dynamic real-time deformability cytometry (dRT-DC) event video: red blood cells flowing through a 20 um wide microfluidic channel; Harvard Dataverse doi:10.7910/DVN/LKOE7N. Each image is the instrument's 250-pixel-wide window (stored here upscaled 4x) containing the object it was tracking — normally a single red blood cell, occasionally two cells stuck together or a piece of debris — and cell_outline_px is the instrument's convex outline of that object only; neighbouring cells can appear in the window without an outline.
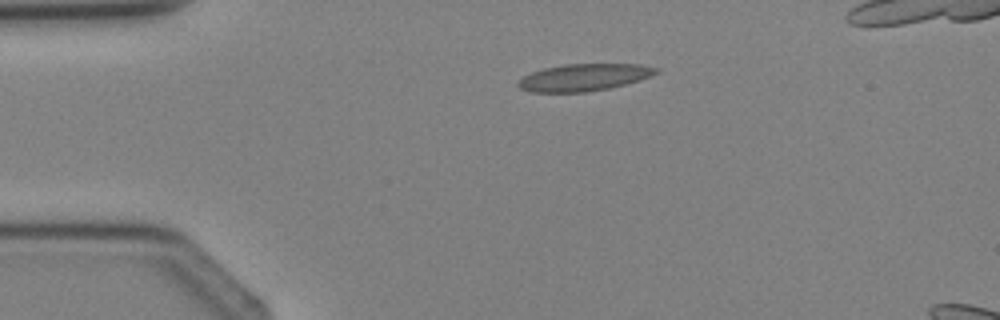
{"species": "Egyptian fruit bat (a non-hibernating species)", "species_latin": "Rousettus aegyptiacus", "temperature_condition": "cold", "stored_images_in_passage": 5, "camera_frame_rate_fps": 3000, "um_per_image_px": 0.085, "animal": {"sex": "female"}, "frame": {"image": 1, "passage_image": 3, "time_ms": 2.333, "image_size_px": [1000, 320], "cell_outline_px": [[660, 72], [624, 84], [608, 88], [584, 92], [528, 92], [520, 88], [516, 84], [524, 76], [532, 72], [544, 68], [564, 64], [640, 64], [660, 68]], "centroid_in_image_um": [49.61, 6.57], "position_along_channel_um": 35.4, "area_um2": 21.56}}